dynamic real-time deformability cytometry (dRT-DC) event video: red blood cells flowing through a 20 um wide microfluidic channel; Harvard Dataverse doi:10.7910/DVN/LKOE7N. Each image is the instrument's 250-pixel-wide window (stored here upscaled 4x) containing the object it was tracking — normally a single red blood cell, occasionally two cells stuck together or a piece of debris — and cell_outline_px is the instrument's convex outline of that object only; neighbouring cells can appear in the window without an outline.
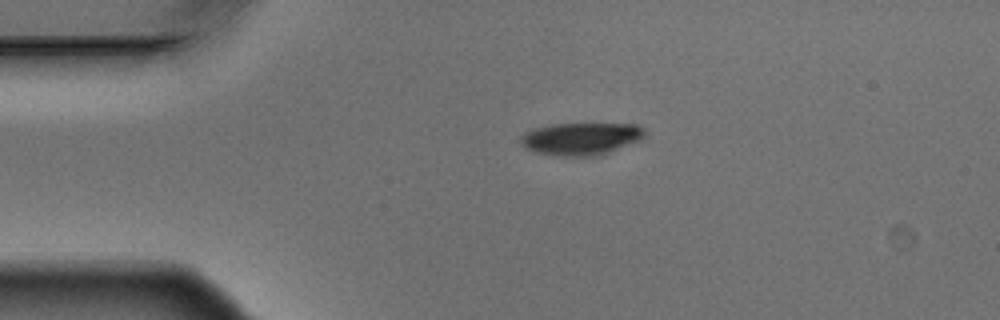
{"species": "Egyptian fruit bat (a non-hibernating species)", "species_latin": "Rousettus aegyptiacus", "temperature_condition": "warm", "stored_images_in_passage": 3, "camera_frame_rate_fps": 3000, "um_per_image_px": 0.085, "animal": {"sex": "male"}, "frame": {"image": 1, "passage_image": 2, "time_ms": 0.333, "image_size_px": [1000, 320], "cell_outline_px": [[644, 136], [604, 156], [560, 156], [540, 152], [528, 148], [520, 144], [520, 136], [524, 132], [532, 128], [552, 124], [636, 124], [644, 128]], "centroid_in_image_um": [49.36, 11.79], "position_along_channel_um": 35.6, "area_um2": 23.35}}